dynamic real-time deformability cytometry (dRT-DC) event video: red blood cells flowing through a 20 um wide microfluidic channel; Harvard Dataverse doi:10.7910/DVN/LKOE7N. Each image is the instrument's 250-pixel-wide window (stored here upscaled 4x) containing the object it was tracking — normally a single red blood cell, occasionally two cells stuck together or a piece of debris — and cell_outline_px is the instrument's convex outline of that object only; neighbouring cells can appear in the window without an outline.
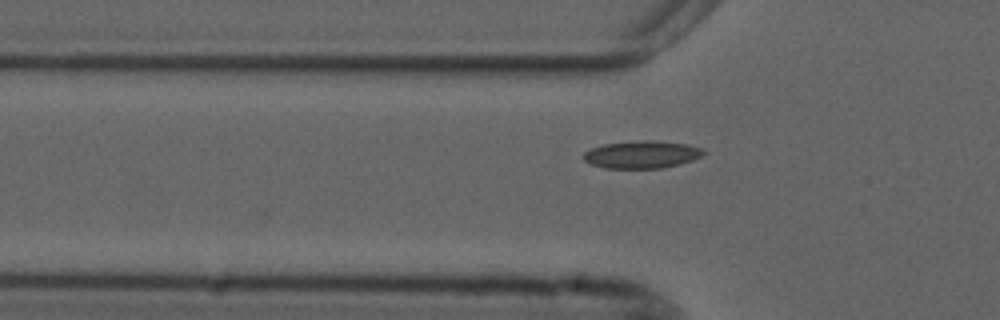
{"species": "common noctule bat (a hibernating species)", "species_latin": "Nyctalus noctula", "temperature_condition": "cold", "stored_images_in_passage": 45, "camera_frame_rate_fps": 3000, "um_per_image_px": 0.085, "animal": {"sex": "male", "forearm_length_mm": 52.5}, "frame": {"image": 1, "passage_image": 11, "time_ms": 3.333, "image_size_px": [1000, 320], "cell_outline_px": [[708, 152], [692, 160], [680, 164], [660, 168], [604, 168], [592, 164], [584, 160], [584, 152], [592, 148], [604, 144], [640, 140], [652, 140], [688, 144], [700, 148]], "centroid_in_image_um": [54.57, 13.13], "position_along_channel_um": 71.2, "area_um2": 19.13}}
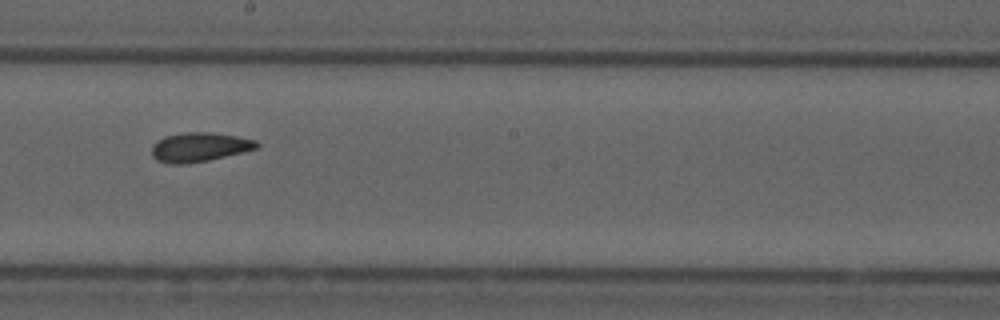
{"frame": {"image": 2, "passage_image": 24, "time_ms": 7.667, "image_size_px": [1000, 320], "cell_outline_px": [[260, 144], [256, 148], [208, 160], [188, 164], [168, 164], [156, 160], [152, 156], [152, 144], [156, 140], [164, 136], [184, 132], [212, 132], [236, 136], [256, 140]], "centroid_in_image_um": [16.88, 12.5], "position_along_channel_um": 231.3, "area_um2": 17.92}}
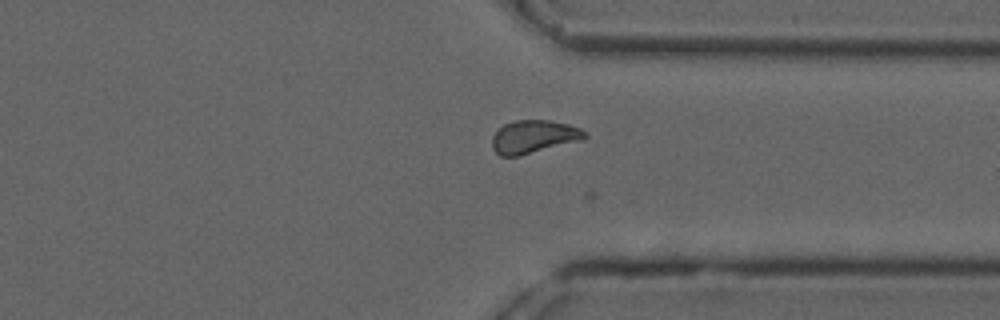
{"frame": {"image": 3, "passage_image": 35, "time_ms": 11.333, "image_size_px": [1000, 320], "cell_outline_px": [[588, 136], [584, 140], [520, 156], [500, 156], [492, 148], [492, 136], [504, 124], [516, 120], [548, 120], [568, 124], [580, 128], [588, 132]], "centroid_in_image_um": [45.41, 11.63], "position_along_channel_um": 366.0, "area_um2": 18.09}, "authors_computed_cell_mechanics": {"area_um2": 17.629, "velocity_mm_per_s": 3.6886, "shape_relaxation_time_tau1_ms": null, "shape_relaxation_time_tau2_ms": 2.3049, "deformation_change_tau1": null, "deformation_change_tau2": 0.071}}